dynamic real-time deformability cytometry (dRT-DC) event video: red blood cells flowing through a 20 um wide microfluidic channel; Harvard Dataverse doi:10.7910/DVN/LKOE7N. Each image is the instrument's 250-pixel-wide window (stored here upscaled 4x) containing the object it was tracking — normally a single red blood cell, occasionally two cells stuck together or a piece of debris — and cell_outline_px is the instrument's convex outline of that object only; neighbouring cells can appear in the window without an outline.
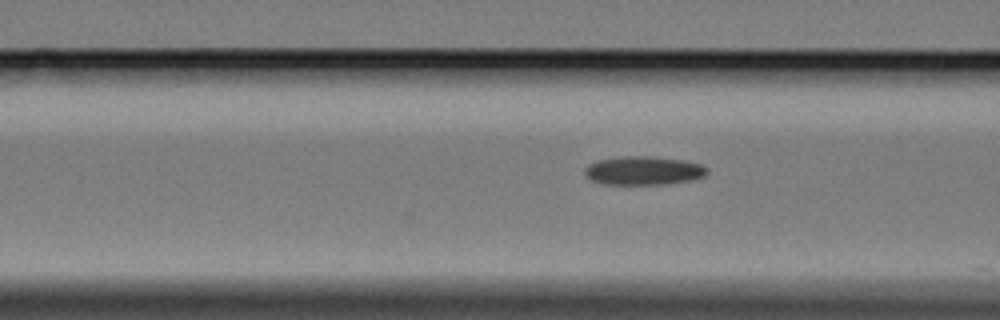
{"species": "Egyptian fruit bat (a non-hibernating species)", "species_latin": "Rousettus aegyptiacus", "temperature_condition": "cold", "stored_images_in_passage": 6, "camera_frame_rate_fps": 3000, "um_per_image_px": 0.085, "animal": {"sex": "female"}, "frame": {"image": 1, "passage_image": 4, "time_ms": 3.667, "image_size_px": [1000, 320], "cell_outline_px": [[708, 172], [704, 176], [692, 180], [664, 184], [604, 184], [592, 180], [584, 172], [584, 168], [588, 164], [596, 160], [624, 156], [652, 156], [684, 160], [700, 164], [708, 168]], "centroid_in_image_um": [54.7, 14.49], "position_along_channel_um": 111.9, "area_um2": 20.46}}
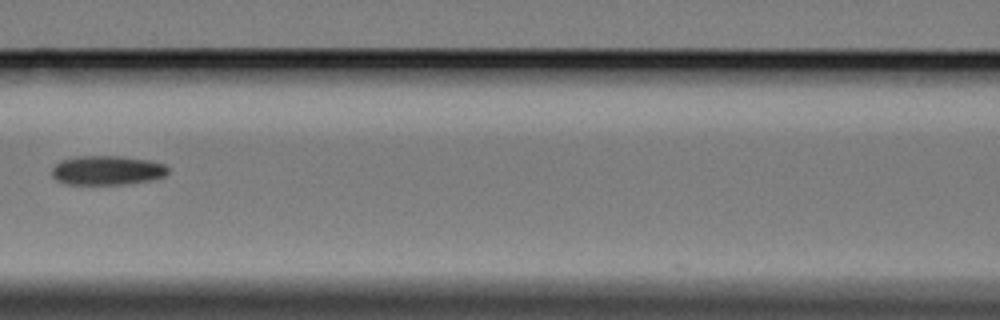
{"frame": {"image": 2, "passage_image": 5, "time_ms": 5.0, "image_size_px": [1000, 320], "cell_outline_px": [[168, 172], [164, 176], [148, 180], [124, 184], [64, 184], [56, 180], [52, 176], [52, 168], [60, 160], [76, 156], [124, 156], [152, 160], [164, 164], [168, 168]], "centroid_in_image_um": [9.08, 14.46], "position_along_channel_um": 157.5, "area_um2": 19.94}}
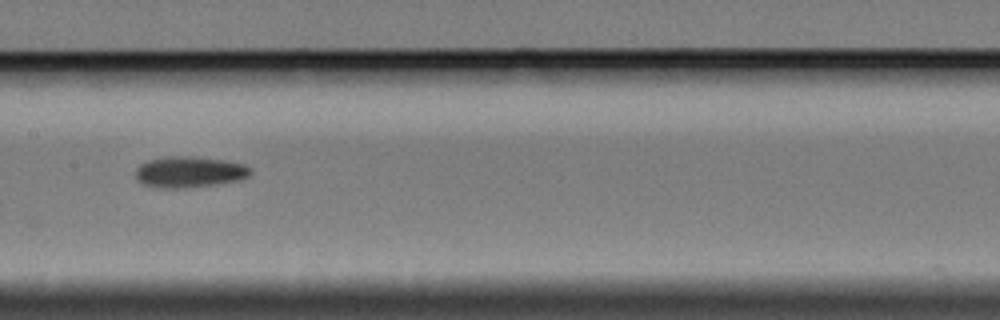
{"frame": {"image": 3, "passage_image": 6, "time_ms": 6.0, "image_size_px": [1000, 320], "cell_outline_px": [[252, 172], [248, 176], [236, 180], [212, 184], [176, 188], [160, 188], [144, 184], [136, 180], [136, 168], [140, 164], [148, 160], [168, 156], [192, 156], [224, 160], [244, 164], [252, 168]], "centroid_in_image_um": [16.07, 14.6], "position_along_channel_um": 191.3, "area_um2": 20.58}}